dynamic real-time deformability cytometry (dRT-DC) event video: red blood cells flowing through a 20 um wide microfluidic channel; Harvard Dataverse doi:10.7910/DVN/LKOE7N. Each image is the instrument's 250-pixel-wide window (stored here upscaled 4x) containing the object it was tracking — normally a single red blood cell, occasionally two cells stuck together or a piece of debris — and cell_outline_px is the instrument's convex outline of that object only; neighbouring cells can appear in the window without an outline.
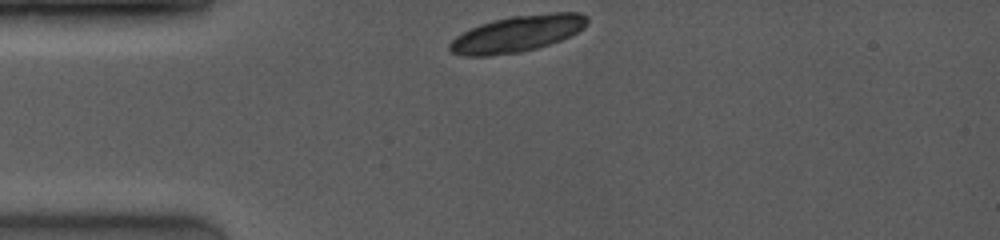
{"species": "common noctule bat (a hibernating species)", "species_latin": "Nyctalus noctula", "temperature_condition": "room temperature", "stored_images_in_passage": 3, "camera_frame_rate_fps": 4000, "um_per_image_px": 0.085, "animal": {"sex": "female", "body_mass_g": 19.0, "forearm_length_mm": 53.3}, "frame": {"image": 1, "passage_image": 1, "time_ms": 0.0, "image_size_px": [1000, 240], "cell_outline_px": [[588, 20], [584, 28], [560, 40], [536, 48], [520, 52], [488, 56], [464, 56], [448, 52], [448, 44], [456, 36], [480, 24], [512, 16], [552, 12], [580, 12], [588, 16]], "centroid_in_image_um": [43.95, 2.87], "position_along_channel_um": 41.0, "area_um2": 29.02}}